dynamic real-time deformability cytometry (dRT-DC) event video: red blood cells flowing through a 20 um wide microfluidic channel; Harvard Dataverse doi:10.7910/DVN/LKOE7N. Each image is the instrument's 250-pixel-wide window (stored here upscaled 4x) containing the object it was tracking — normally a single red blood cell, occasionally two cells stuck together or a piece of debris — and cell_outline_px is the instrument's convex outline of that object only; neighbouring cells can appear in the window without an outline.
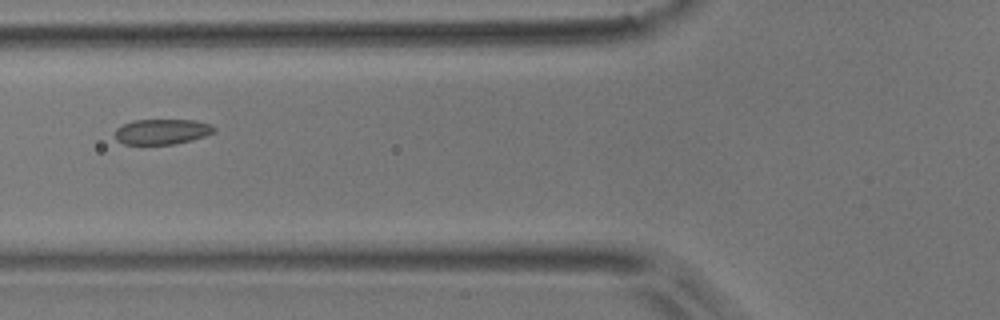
{"species": "common noctule bat (a hibernating species)", "species_latin": "Nyctalus noctula", "temperature_condition": "room temperature", "stored_images_in_passage": 8, "camera_frame_rate_fps": 3000, "um_per_image_px": 0.085, "animal": {"sex": "male", "body_mass_g": 17.9}, "frame": {"image": 1, "passage_image": 5, "time_ms": 1.333, "image_size_px": [1000, 320], "cell_outline_px": [[216, 132], [192, 140], [172, 144], [124, 144], [116, 140], [116, 128], [132, 120], [196, 120], [208, 124], [216, 128]], "centroid_in_image_um": [13.77, 11.19], "position_along_channel_um": 112.0, "area_um2": 14.57}}
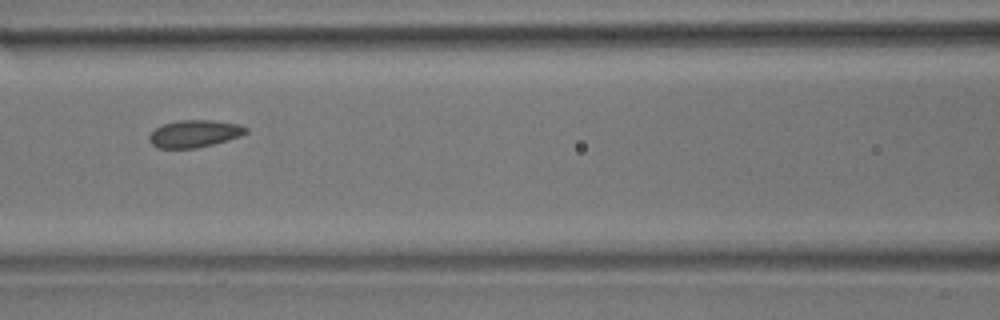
{"frame": {"image": 2, "passage_image": 6, "time_ms": 1.667, "image_size_px": [1000, 320], "cell_outline_px": [[248, 132], [240, 136], [228, 140], [196, 148], [160, 148], [152, 144], [148, 140], [148, 136], [156, 128], [164, 124], [180, 120], [212, 120], [240, 124], [248, 128]], "centroid_in_image_um": [16.55, 11.36], "position_along_channel_um": 150.1, "area_um2": 15.32}}
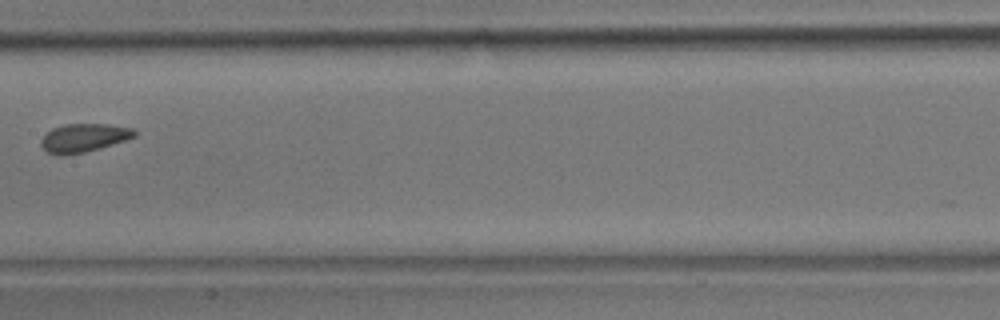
{"frame": {"image": 3, "passage_image": 7, "time_ms": 2.0, "image_size_px": [1000, 320], "cell_outline_px": [[136, 136], [100, 148], [84, 152], [64, 156], [60, 156], [48, 152], [40, 144], [40, 140], [52, 128], [64, 124], [108, 124], [132, 128], [136, 132]], "centroid_in_image_um": [7.1, 11.72], "position_along_channel_um": 200.3, "area_um2": 15.37}}